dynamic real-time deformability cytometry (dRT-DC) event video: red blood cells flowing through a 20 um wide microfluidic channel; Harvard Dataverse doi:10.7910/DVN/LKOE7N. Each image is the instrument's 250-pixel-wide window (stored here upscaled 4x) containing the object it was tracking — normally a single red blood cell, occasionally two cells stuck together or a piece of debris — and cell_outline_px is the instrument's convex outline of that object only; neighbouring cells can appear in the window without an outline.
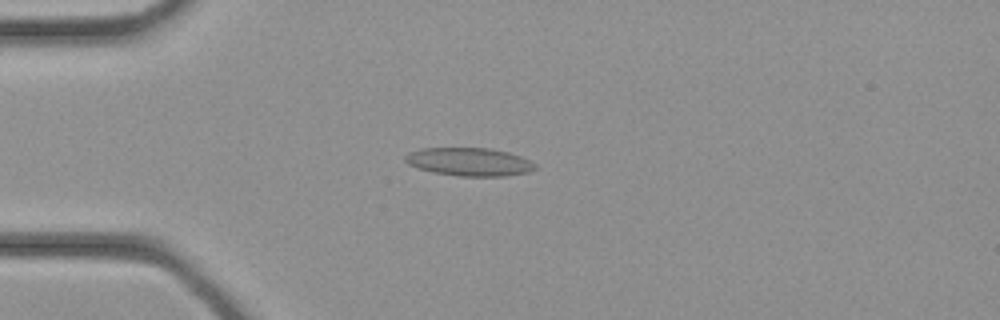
{"species": "common noctule bat (a hibernating species)", "species_latin": "Nyctalus noctula", "temperature_condition": "cold", "stored_images_in_passage": 31, "camera_frame_rate_fps": 3000, "um_per_image_px": 0.085, "animal": {"sex": "female", "body_mass_g": 21.9}, "frame": {"image": 1, "passage_image": 6, "time_ms": 1.667, "image_size_px": [1000, 320], "cell_outline_px": [[536, 168], [528, 172], [504, 176], [460, 176], [432, 172], [408, 164], [404, 160], [404, 156], [408, 152], [420, 148], [492, 148], [508, 152], [520, 156], [536, 164]], "centroid_in_image_um": [39.87, 13.75], "position_along_channel_um": 45.1, "area_um2": 21.33}}
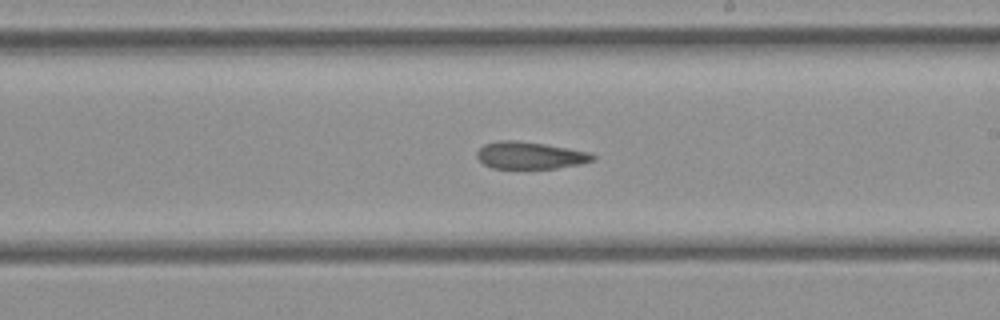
{"frame": {"image": 2, "passage_image": 17, "time_ms": 5.333, "image_size_px": [1000, 320], "cell_outline_px": [[596, 160], [580, 164], [556, 168], [492, 168], [484, 164], [476, 156], [476, 152], [484, 144], [500, 140], [516, 140], [544, 144], [592, 152], [596, 156]], "centroid_in_image_um": [45.08, 13.2], "position_along_channel_um": 243.9, "area_um2": 18.38}}
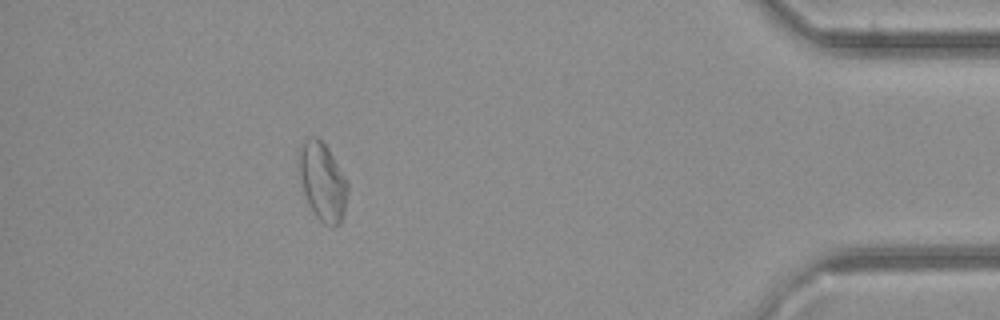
{"frame": {"image": 3, "passage_image": 28, "time_ms": 9.0, "image_size_px": [1000, 320], "cell_outline_px": [[348, 188], [344, 216], [340, 224], [332, 228], [324, 224], [316, 216], [304, 192], [296, 168], [296, 152], [300, 144], [308, 136], [316, 136], [328, 148], [348, 184]], "centroid_in_image_um": [27.37, 15.4], "position_along_channel_um": 407.8, "area_um2": 22.6}}